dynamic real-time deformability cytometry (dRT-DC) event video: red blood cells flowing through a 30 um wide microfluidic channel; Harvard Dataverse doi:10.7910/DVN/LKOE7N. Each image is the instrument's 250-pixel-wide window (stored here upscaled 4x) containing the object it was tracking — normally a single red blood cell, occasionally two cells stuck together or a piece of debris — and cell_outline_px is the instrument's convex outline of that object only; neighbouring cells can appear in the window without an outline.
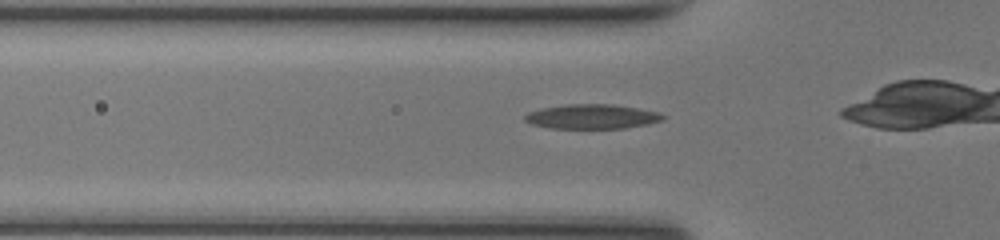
{"species": "common noctule bat (a hibernating species)", "species_latin": "Nyctalus noctula", "temperature_condition": "room temperature", "stored_images_in_passage": 17, "camera_frame_rate_fps": 3000, "um_per_image_px": 0.085, "animal": {"sex": "female", "body_mass_g": 17.0, "forearm_length_mm": 48.0}, "frame": {"image": 1, "passage_image": 9, "time_ms": 2.667, "image_size_px": [1000, 240], "cell_outline_px": [[664, 120], [648, 124], [624, 128], [552, 128], [532, 124], [524, 120], [524, 116], [528, 112], [540, 108], [568, 104], [612, 104], [660, 112], [664, 116]], "centroid_in_image_um": [50.32, 9.9], "position_along_channel_um": 75.5, "area_um2": 19.71}}
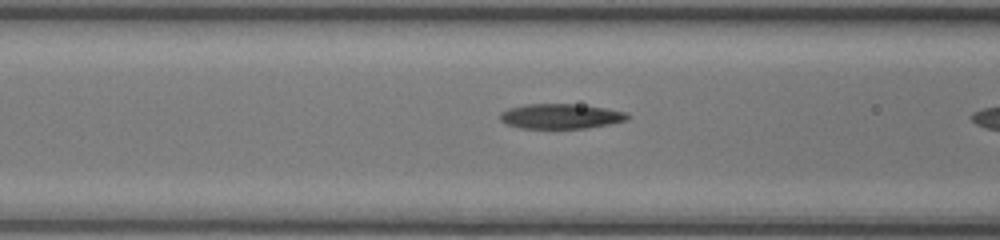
{"frame": {"image": 2, "passage_image": 12, "time_ms": 3.667, "image_size_px": [1000, 240], "cell_outline_px": [[632, 116], [628, 120], [612, 124], [588, 128], [520, 128], [508, 124], [500, 120], [500, 112], [508, 108], [524, 104], [576, 104], [604, 108], [628, 112]], "centroid_in_image_um": [47.71, 9.88], "position_along_channel_um": 118.9, "area_um2": 18.73}}
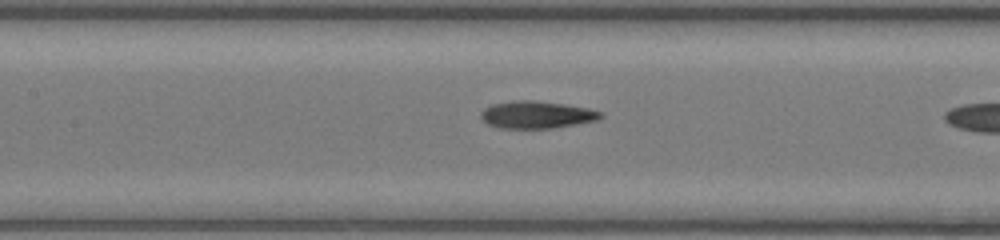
{"frame": {"image": 3, "passage_image": 15, "time_ms": 4.667, "image_size_px": [1000, 240], "cell_outline_px": [[604, 116], [596, 120], [576, 124], [552, 128], [500, 128], [488, 124], [480, 116], [480, 112], [484, 108], [492, 104], [512, 100], [536, 100], [564, 104], [588, 108], [604, 112]], "centroid_in_image_um": [45.62, 9.74], "position_along_channel_um": 161.8, "area_um2": 19.13}}